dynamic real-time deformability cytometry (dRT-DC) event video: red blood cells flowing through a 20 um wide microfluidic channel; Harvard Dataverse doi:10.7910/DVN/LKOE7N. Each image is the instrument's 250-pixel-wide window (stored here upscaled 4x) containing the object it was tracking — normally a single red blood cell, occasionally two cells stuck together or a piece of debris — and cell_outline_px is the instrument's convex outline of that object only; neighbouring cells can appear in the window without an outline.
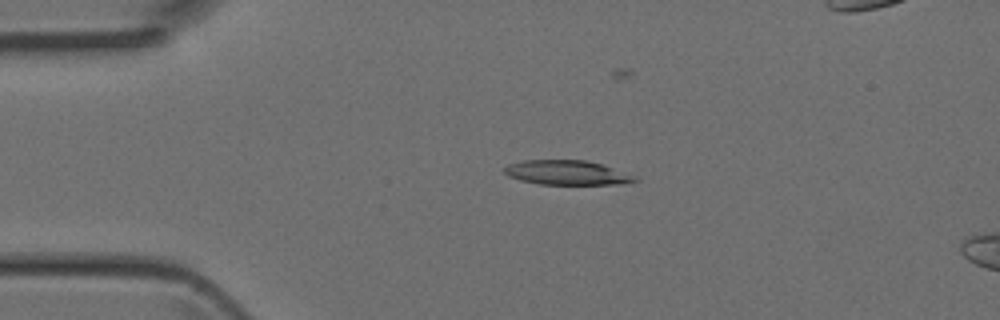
{"species": "Egyptian fruit bat (a non-hibernating species)", "species_latin": "Rousettus aegyptiacus", "temperature_condition": "room temperature", "stored_images_in_passage": 4, "camera_frame_rate_fps": 3000, "um_per_image_px": 0.085, "animal": {"sex": "female"}, "frame": {"image": 1, "passage_image": 2, "time_ms": 0.333, "image_size_px": [1000, 320], "cell_outline_px": [[640, 180], [624, 184], [540, 184], [520, 180], [508, 176], [504, 172], [504, 168], [508, 164], [524, 160], [584, 160], [604, 164], [632, 176]], "centroid_in_image_um": [48.16, 14.67], "position_along_channel_um": 36.8, "area_um2": 18.5}}